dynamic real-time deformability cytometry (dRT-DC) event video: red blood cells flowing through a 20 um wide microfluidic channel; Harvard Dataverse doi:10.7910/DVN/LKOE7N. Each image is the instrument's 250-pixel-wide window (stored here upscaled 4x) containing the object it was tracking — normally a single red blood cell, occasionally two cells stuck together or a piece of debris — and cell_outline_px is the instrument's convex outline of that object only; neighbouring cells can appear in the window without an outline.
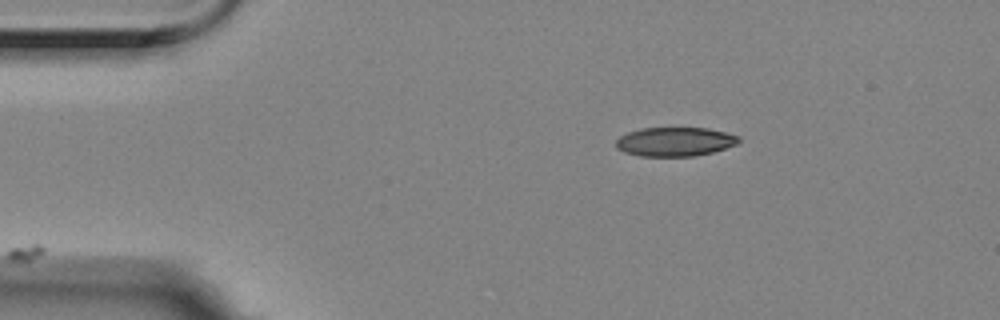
{"species": "Egyptian fruit bat (a non-hibernating species)", "species_latin": "Rousettus aegyptiacus", "temperature_condition": "room temperature", "stored_images_in_passage": 21, "camera_frame_rate_fps": 3000, "um_per_image_px": 0.085, "animal": {"sex": "female"}, "frame": {"image": 1, "passage_image": 1, "time_ms": 0.0, "image_size_px": [1000, 320], "cell_outline_px": [[740, 140], [736, 144], [712, 152], [696, 156], [640, 156], [624, 152], [616, 148], [616, 140], [620, 136], [628, 132], [640, 128], [708, 128], [740, 136]], "centroid_in_image_um": [57.35, 12.04], "position_along_channel_um": 27.7, "area_um2": 20.75}}